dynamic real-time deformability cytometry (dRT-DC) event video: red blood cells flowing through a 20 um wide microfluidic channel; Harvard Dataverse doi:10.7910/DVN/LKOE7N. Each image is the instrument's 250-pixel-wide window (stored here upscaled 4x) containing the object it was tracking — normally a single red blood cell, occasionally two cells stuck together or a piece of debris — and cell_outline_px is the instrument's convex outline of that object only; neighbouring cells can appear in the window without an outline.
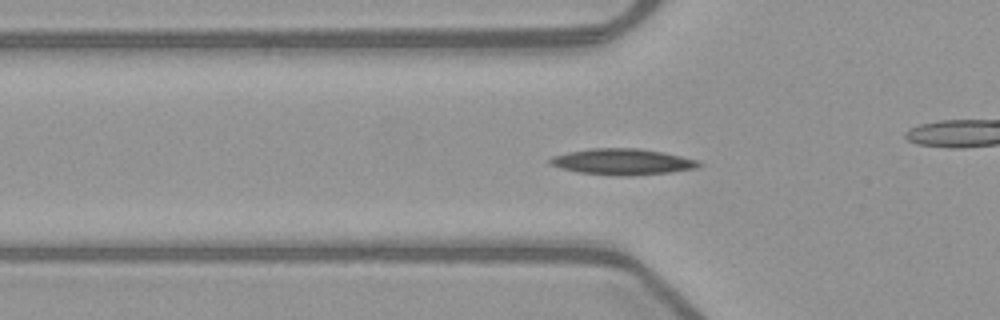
{"species": "common noctule bat (a hibernating species)", "species_latin": "Nyctalus noctula", "temperature_condition": "warm", "stored_images_in_passage": 53, "camera_frame_rate_fps": 3000, "um_per_image_px": 0.085, "animal": {"sex": "female", "body_mass_g": 21.9}, "frame": {"image": 1, "passage_image": 18, "time_ms": 5.667, "image_size_px": [1000, 320], "cell_outline_px": [[704, 164], [700, 168], [668, 172], [632, 176], [620, 176], [580, 172], [560, 168], [548, 164], [548, 160], [552, 156], [568, 152], [592, 148], [640, 148], [664, 152], [700, 160]], "centroid_in_image_um": [52.96, 13.74], "position_along_channel_um": 72.8, "area_um2": 22.89}}
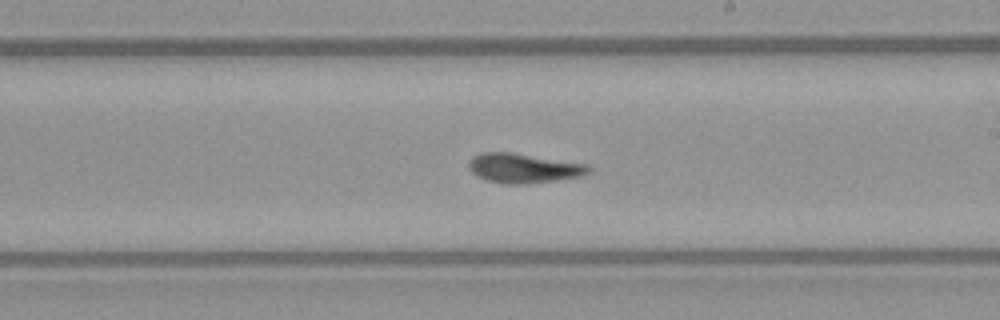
{"frame": {"image": 2, "passage_image": 31, "time_ms": 10.0, "image_size_px": [1000, 320], "cell_outline_px": [[592, 172], [584, 176], [556, 180], [520, 184], [508, 184], [488, 180], [472, 172], [468, 168], [468, 160], [472, 156], [480, 152], [512, 152], [588, 164], [592, 168]], "centroid_in_image_um": [44.54, 14.28], "position_along_channel_um": 244.5, "area_um2": 20.75}}
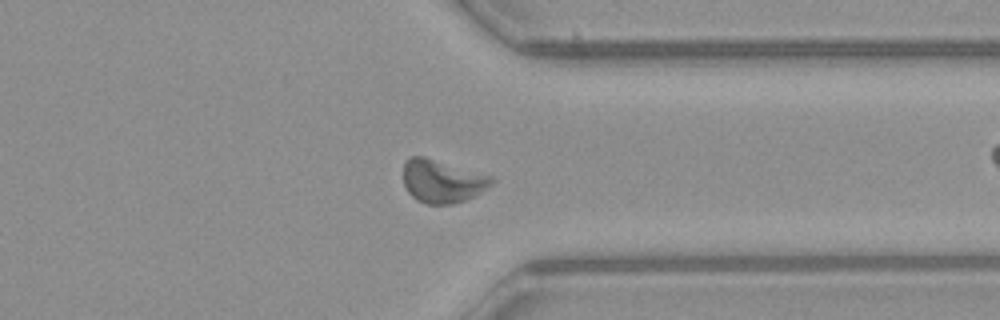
{"frame": {"image": 3, "passage_image": 41, "time_ms": 13.333, "image_size_px": [1000, 320], "cell_outline_px": [[496, 180], [492, 184], [468, 200], [452, 204], [428, 204], [416, 200], [408, 192], [404, 184], [404, 164], [412, 156], [424, 156], [492, 176]], "centroid_in_image_um": [37.6, 15.41], "position_along_channel_um": 373.8, "area_um2": 22.08}, "authors_computed_cell_mechanics": {"area_um2": 21.0392, "velocity_mm_per_s": 3.9341, "shape_relaxation_time_tau1_ms": null, "shape_relaxation_time_tau2_ms": 2.2856, "deformation_change_tau1": null, "deformation_change_tau2": 0.0861}}